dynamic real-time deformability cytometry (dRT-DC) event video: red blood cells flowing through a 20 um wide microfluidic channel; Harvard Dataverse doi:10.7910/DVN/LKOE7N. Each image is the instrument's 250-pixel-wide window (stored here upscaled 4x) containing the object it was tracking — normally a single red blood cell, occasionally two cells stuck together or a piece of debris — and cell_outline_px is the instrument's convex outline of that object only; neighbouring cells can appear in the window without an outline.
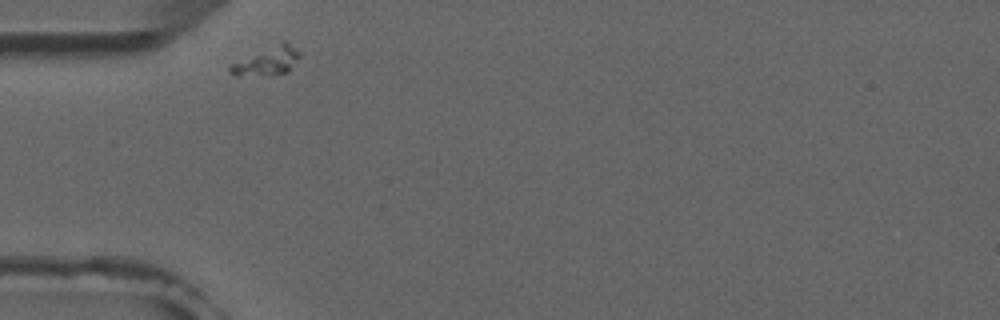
{"species": "common noctule bat (a hibernating species)", "species_latin": "Nyctalus noctula", "temperature_condition": "room temperature", "stored_images_in_passage": 3, "camera_frame_rate_fps": 3000, "um_per_image_px": 0.085, "animal": {"sex": "male", "forearm_length_mm": 52.5}, "frame": {"image": 1, "passage_image": 1, "time_ms": 0.0, "image_size_px": [1000, 320], "cell_outline_px": [[300, 56], [288, 72], [240, 76], [236, 76], [228, 72], [228, 68], [232, 64], [284, 40], [300, 52]], "centroid_in_image_um": [22.72, 5.19], "position_along_channel_um": 62.3, "area_um2": 10.92}}
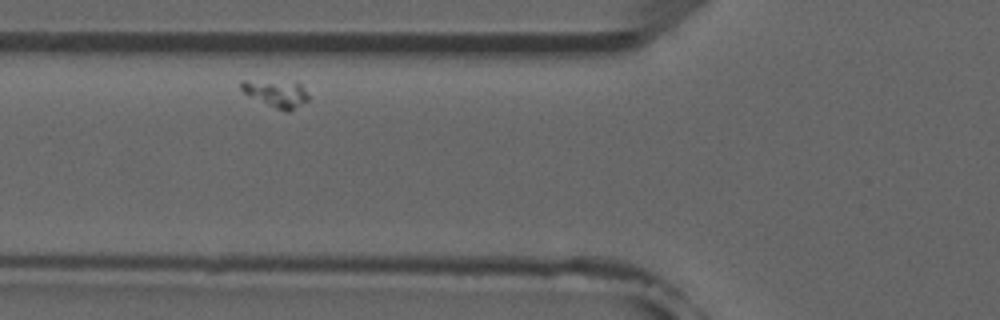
{"frame": {"image": 2, "passage_image": 2, "time_ms": 1.333, "image_size_px": [1000, 320], "cell_outline_px": [[308, 100], [288, 112], [276, 108], [244, 92], [240, 88], [240, 80], [296, 80], [300, 84], [308, 96]], "centroid_in_image_um": [23.49, 7.88], "position_along_channel_um": 102.3, "area_um2": 10.64}}
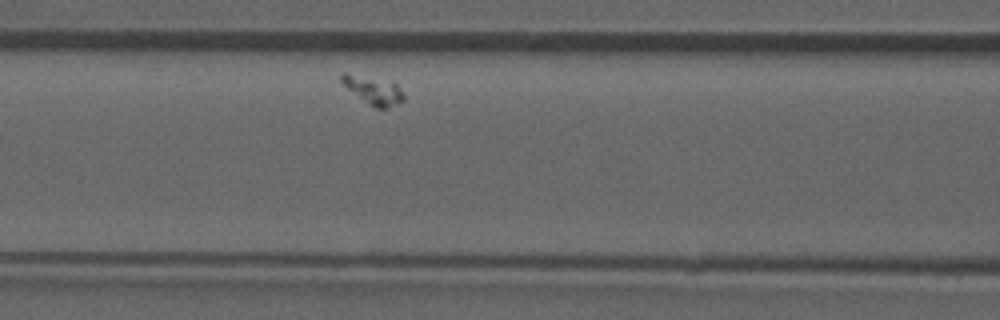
{"frame": {"image": 3, "passage_image": 3, "time_ms": 2.333, "image_size_px": [1000, 320], "cell_outline_px": [[404, 100], [388, 108], [376, 108], [368, 104], [348, 88], [340, 80], [340, 72], [344, 72], [392, 80], [396, 84], [404, 96]], "centroid_in_image_um": [31.73, 7.63], "position_along_channel_um": 134.9, "area_um2": 10.23}}